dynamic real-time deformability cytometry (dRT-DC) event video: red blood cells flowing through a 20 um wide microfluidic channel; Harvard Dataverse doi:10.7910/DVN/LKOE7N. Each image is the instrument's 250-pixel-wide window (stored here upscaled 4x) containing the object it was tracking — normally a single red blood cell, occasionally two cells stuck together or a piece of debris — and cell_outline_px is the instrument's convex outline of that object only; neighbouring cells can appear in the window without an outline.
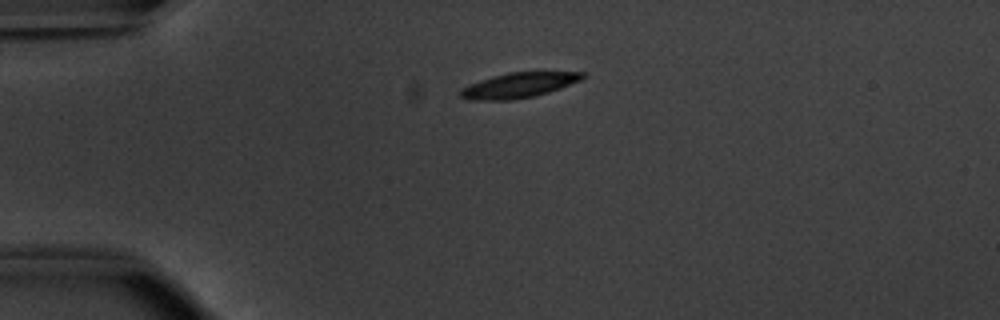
{"species": "common noctule bat (a hibernating species)", "species_latin": "Nyctalus noctula", "temperature_condition": "warm", "stored_images_in_passage": 42, "camera_frame_rate_fps": 3000, "um_per_image_px": 0.085, "animal": {"sex": "male", "body_mass_g": 20.1, "forearm_length_mm": 53.5}, "frame": {"image": 1, "passage_image": 1, "time_ms": 0.0, "image_size_px": [1000, 320], "cell_outline_px": [[588, 76], [580, 80], [560, 88], [536, 96], [512, 100], [468, 100], [460, 96], [460, 88], [468, 84], [492, 76], [508, 72], [584, 72]], "centroid_in_image_um": [44.07, 7.24], "position_along_channel_um": 40.9, "area_um2": 17.98}}
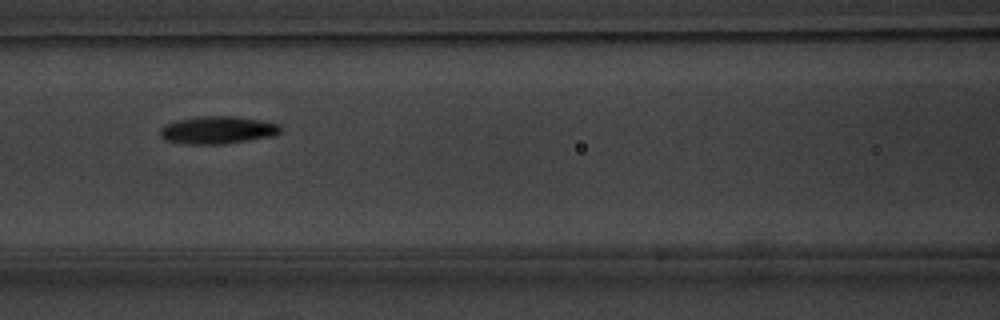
{"frame": {"image": 2, "passage_image": 12, "time_ms": 3.667, "image_size_px": [1000, 320], "cell_outline_px": [[284, 128], [276, 136], [224, 144], [184, 144], [164, 140], [160, 136], [160, 128], [164, 124], [176, 120], [200, 116], [236, 116], [260, 120], [280, 124]], "centroid_in_image_um": [18.51, 11.05], "position_along_channel_um": 148.1, "area_um2": 19.77}}
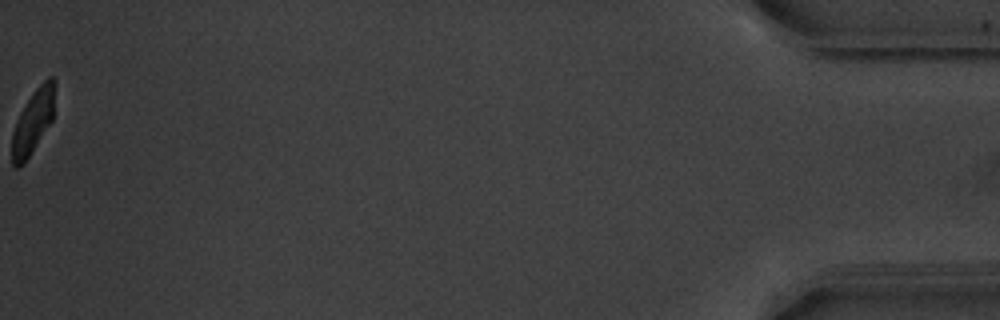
{"frame": {"image": 3, "passage_image": 42, "time_ms": 13.667, "image_size_px": [1000, 320], "cell_outline_px": [[56, 84], [52, 120], [24, 164], [16, 168], [12, 164], [12, 132], [20, 112], [32, 92], [48, 76], [52, 76], [56, 80]], "centroid_in_image_um": [2.82, 10.29], "position_along_channel_um": 432.4, "area_um2": 16.01}}